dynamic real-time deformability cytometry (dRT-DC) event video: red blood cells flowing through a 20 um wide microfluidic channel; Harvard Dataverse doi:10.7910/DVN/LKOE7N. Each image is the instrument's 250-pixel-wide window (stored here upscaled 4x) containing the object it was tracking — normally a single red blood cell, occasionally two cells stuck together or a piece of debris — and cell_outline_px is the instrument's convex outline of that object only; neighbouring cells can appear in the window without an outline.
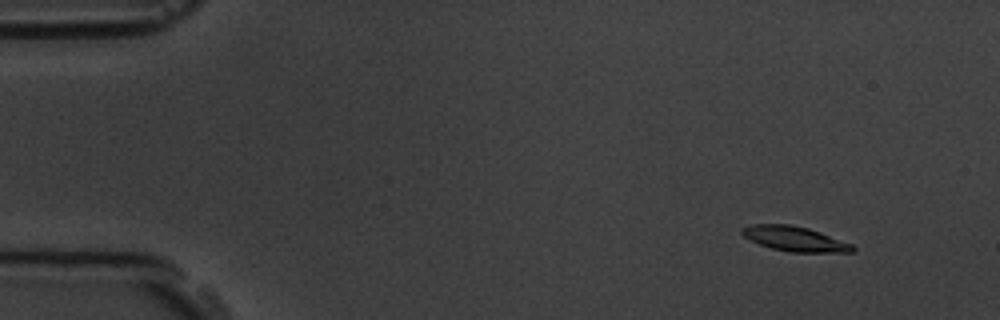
{"species": "common noctule bat (a hibernating species)", "species_latin": "Nyctalus noctula", "temperature_condition": "room temperature", "stored_images_in_passage": 4, "camera_frame_rate_fps": 3000, "um_per_image_px": 0.085, "animal": {"sex": "male", "body_mass_g": 19.5, "forearm_length_mm": 54.6}, "frame": {"image": 1, "passage_image": 1, "time_ms": 0.0, "image_size_px": [1000, 320], "cell_outline_px": [[856, 248], [852, 252], [788, 252], [772, 248], [760, 244], [744, 236], [740, 232], [740, 228], [752, 224], [788, 224], [808, 228], [852, 244]], "centroid_in_image_um": [67.53, 20.3], "position_along_channel_um": 17.5, "area_um2": 15.84}}
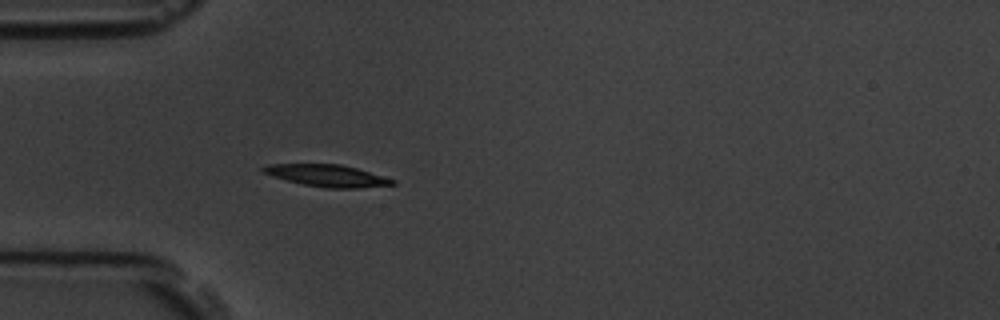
{"frame": {"image": 2, "passage_image": 4, "time_ms": 3.667, "image_size_px": [1000, 320], "cell_outline_px": [[396, 184], [360, 188], [328, 188], [304, 184], [288, 180], [264, 172], [260, 168], [268, 164], [340, 164], [356, 168], [396, 180]], "centroid_in_image_um": [27.86, 14.92], "position_along_channel_um": 57.1, "area_um2": 16.18}}